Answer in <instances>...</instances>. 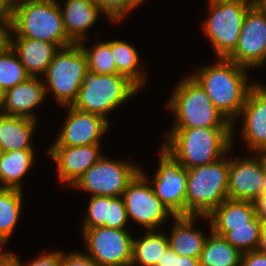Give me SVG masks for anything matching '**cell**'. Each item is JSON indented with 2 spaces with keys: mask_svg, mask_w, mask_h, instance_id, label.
Instances as JSON below:
<instances>
[{
  "mask_svg": "<svg viewBox=\"0 0 266 266\" xmlns=\"http://www.w3.org/2000/svg\"><path fill=\"white\" fill-rule=\"evenodd\" d=\"M209 66L197 68L190 75L202 86L212 104L232 123V147L234 146V125L250 89L256 84L250 82L248 68L232 60L217 57Z\"/></svg>",
  "mask_w": 266,
  "mask_h": 266,
  "instance_id": "1",
  "label": "cell"
},
{
  "mask_svg": "<svg viewBox=\"0 0 266 266\" xmlns=\"http://www.w3.org/2000/svg\"><path fill=\"white\" fill-rule=\"evenodd\" d=\"M162 147L191 169L217 162L232 150V127L170 128Z\"/></svg>",
  "mask_w": 266,
  "mask_h": 266,
  "instance_id": "2",
  "label": "cell"
},
{
  "mask_svg": "<svg viewBox=\"0 0 266 266\" xmlns=\"http://www.w3.org/2000/svg\"><path fill=\"white\" fill-rule=\"evenodd\" d=\"M57 0H20L11 18V37L43 40L63 48L74 44L65 32Z\"/></svg>",
  "mask_w": 266,
  "mask_h": 266,
  "instance_id": "3",
  "label": "cell"
},
{
  "mask_svg": "<svg viewBox=\"0 0 266 266\" xmlns=\"http://www.w3.org/2000/svg\"><path fill=\"white\" fill-rule=\"evenodd\" d=\"M183 78L176 83L167 100L166 107L175 118L171 128L232 127L202 86L190 74Z\"/></svg>",
  "mask_w": 266,
  "mask_h": 266,
  "instance_id": "4",
  "label": "cell"
},
{
  "mask_svg": "<svg viewBox=\"0 0 266 266\" xmlns=\"http://www.w3.org/2000/svg\"><path fill=\"white\" fill-rule=\"evenodd\" d=\"M140 89L121 74H97L87 70L79 89L76 109L99 115L108 122V114L130 100Z\"/></svg>",
  "mask_w": 266,
  "mask_h": 266,
  "instance_id": "5",
  "label": "cell"
},
{
  "mask_svg": "<svg viewBox=\"0 0 266 266\" xmlns=\"http://www.w3.org/2000/svg\"><path fill=\"white\" fill-rule=\"evenodd\" d=\"M226 156L215 163L187 169L186 216H208L228 198Z\"/></svg>",
  "mask_w": 266,
  "mask_h": 266,
  "instance_id": "6",
  "label": "cell"
},
{
  "mask_svg": "<svg viewBox=\"0 0 266 266\" xmlns=\"http://www.w3.org/2000/svg\"><path fill=\"white\" fill-rule=\"evenodd\" d=\"M87 70V56L79 43L59 48L43 76L46 93L51 92L60 107L71 106Z\"/></svg>",
  "mask_w": 266,
  "mask_h": 266,
  "instance_id": "7",
  "label": "cell"
},
{
  "mask_svg": "<svg viewBox=\"0 0 266 266\" xmlns=\"http://www.w3.org/2000/svg\"><path fill=\"white\" fill-rule=\"evenodd\" d=\"M254 3L255 1L208 2L210 14L202 25L216 57L227 58L235 50L245 14Z\"/></svg>",
  "mask_w": 266,
  "mask_h": 266,
  "instance_id": "8",
  "label": "cell"
},
{
  "mask_svg": "<svg viewBox=\"0 0 266 266\" xmlns=\"http://www.w3.org/2000/svg\"><path fill=\"white\" fill-rule=\"evenodd\" d=\"M142 167L128 161L103 157L86 170L72 186L90 196H122L129 182Z\"/></svg>",
  "mask_w": 266,
  "mask_h": 266,
  "instance_id": "9",
  "label": "cell"
},
{
  "mask_svg": "<svg viewBox=\"0 0 266 266\" xmlns=\"http://www.w3.org/2000/svg\"><path fill=\"white\" fill-rule=\"evenodd\" d=\"M143 169L129 182L122 193L128 220H134L144 230H157L166 219L175 217L156 196Z\"/></svg>",
  "mask_w": 266,
  "mask_h": 266,
  "instance_id": "10",
  "label": "cell"
},
{
  "mask_svg": "<svg viewBox=\"0 0 266 266\" xmlns=\"http://www.w3.org/2000/svg\"><path fill=\"white\" fill-rule=\"evenodd\" d=\"M81 231L85 250L98 266H130L134 237L130 231L107 227Z\"/></svg>",
  "mask_w": 266,
  "mask_h": 266,
  "instance_id": "11",
  "label": "cell"
},
{
  "mask_svg": "<svg viewBox=\"0 0 266 266\" xmlns=\"http://www.w3.org/2000/svg\"><path fill=\"white\" fill-rule=\"evenodd\" d=\"M158 170L149 179L156 196L174 216H186L187 169L162 146Z\"/></svg>",
  "mask_w": 266,
  "mask_h": 266,
  "instance_id": "12",
  "label": "cell"
},
{
  "mask_svg": "<svg viewBox=\"0 0 266 266\" xmlns=\"http://www.w3.org/2000/svg\"><path fill=\"white\" fill-rule=\"evenodd\" d=\"M227 58L248 69L266 64V12L256 3L247 10L237 47Z\"/></svg>",
  "mask_w": 266,
  "mask_h": 266,
  "instance_id": "13",
  "label": "cell"
},
{
  "mask_svg": "<svg viewBox=\"0 0 266 266\" xmlns=\"http://www.w3.org/2000/svg\"><path fill=\"white\" fill-rule=\"evenodd\" d=\"M266 192V169L257 153L229 158L228 198L255 202Z\"/></svg>",
  "mask_w": 266,
  "mask_h": 266,
  "instance_id": "14",
  "label": "cell"
},
{
  "mask_svg": "<svg viewBox=\"0 0 266 266\" xmlns=\"http://www.w3.org/2000/svg\"><path fill=\"white\" fill-rule=\"evenodd\" d=\"M65 122L52 145L84 146L100 144V139L110 129L103 117L74 108H67Z\"/></svg>",
  "mask_w": 266,
  "mask_h": 266,
  "instance_id": "15",
  "label": "cell"
},
{
  "mask_svg": "<svg viewBox=\"0 0 266 266\" xmlns=\"http://www.w3.org/2000/svg\"><path fill=\"white\" fill-rule=\"evenodd\" d=\"M100 146L51 145L46 153L57 164L58 180L72 188L82 174L103 157Z\"/></svg>",
  "mask_w": 266,
  "mask_h": 266,
  "instance_id": "16",
  "label": "cell"
},
{
  "mask_svg": "<svg viewBox=\"0 0 266 266\" xmlns=\"http://www.w3.org/2000/svg\"><path fill=\"white\" fill-rule=\"evenodd\" d=\"M241 141L249 152L258 153L266 148V86L256 82L250 89L245 105L240 111Z\"/></svg>",
  "mask_w": 266,
  "mask_h": 266,
  "instance_id": "17",
  "label": "cell"
},
{
  "mask_svg": "<svg viewBox=\"0 0 266 266\" xmlns=\"http://www.w3.org/2000/svg\"><path fill=\"white\" fill-rule=\"evenodd\" d=\"M47 94L43 79L30 76L4 93L1 114L37 120L34 110L43 103Z\"/></svg>",
  "mask_w": 266,
  "mask_h": 266,
  "instance_id": "18",
  "label": "cell"
},
{
  "mask_svg": "<svg viewBox=\"0 0 266 266\" xmlns=\"http://www.w3.org/2000/svg\"><path fill=\"white\" fill-rule=\"evenodd\" d=\"M61 6L63 24L68 37L79 43L86 40L87 31L92 28L103 12L93 0H65ZM63 7V8H62Z\"/></svg>",
  "mask_w": 266,
  "mask_h": 266,
  "instance_id": "19",
  "label": "cell"
},
{
  "mask_svg": "<svg viewBox=\"0 0 266 266\" xmlns=\"http://www.w3.org/2000/svg\"><path fill=\"white\" fill-rule=\"evenodd\" d=\"M11 47L31 77H42L59 49L55 44L36 39L11 37Z\"/></svg>",
  "mask_w": 266,
  "mask_h": 266,
  "instance_id": "20",
  "label": "cell"
},
{
  "mask_svg": "<svg viewBox=\"0 0 266 266\" xmlns=\"http://www.w3.org/2000/svg\"><path fill=\"white\" fill-rule=\"evenodd\" d=\"M197 218H201V216L173 217L174 223L171 226L168 242L169 247L179 256L199 259L202 253L208 236H205L206 234H203L201 229H195Z\"/></svg>",
  "mask_w": 266,
  "mask_h": 266,
  "instance_id": "21",
  "label": "cell"
},
{
  "mask_svg": "<svg viewBox=\"0 0 266 266\" xmlns=\"http://www.w3.org/2000/svg\"><path fill=\"white\" fill-rule=\"evenodd\" d=\"M37 120L0 113V146L4 152L34 150L32 136Z\"/></svg>",
  "mask_w": 266,
  "mask_h": 266,
  "instance_id": "22",
  "label": "cell"
},
{
  "mask_svg": "<svg viewBox=\"0 0 266 266\" xmlns=\"http://www.w3.org/2000/svg\"><path fill=\"white\" fill-rule=\"evenodd\" d=\"M256 215L255 202L227 198L208 216L201 218L207 219L211 227H240L249 226V222Z\"/></svg>",
  "mask_w": 266,
  "mask_h": 266,
  "instance_id": "23",
  "label": "cell"
},
{
  "mask_svg": "<svg viewBox=\"0 0 266 266\" xmlns=\"http://www.w3.org/2000/svg\"><path fill=\"white\" fill-rule=\"evenodd\" d=\"M111 54L116 65V74L126 76L142 89L147 82V72L142 69L141 59L134 45L120 39L111 40Z\"/></svg>",
  "mask_w": 266,
  "mask_h": 266,
  "instance_id": "24",
  "label": "cell"
},
{
  "mask_svg": "<svg viewBox=\"0 0 266 266\" xmlns=\"http://www.w3.org/2000/svg\"><path fill=\"white\" fill-rule=\"evenodd\" d=\"M34 150L4 152L0 161V180L6 188H22V180L34 164Z\"/></svg>",
  "mask_w": 266,
  "mask_h": 266,
  "instance_id": "25",
  "label": "cell"
},
{
  "mask_svg": "<svg viewBox=\"0 0 266 266\" xmlns=\"http://www.w3.org/2000/svg\"><path fill=\"white\" fill-rule=\"evenodd\" d=\"M168 247L167 234L157 230H146L143 237L133 238L130 266H155Z\"/></svg>",
  "mask_w": 266,
  "mask_h": 266,
  "instance_id": "26",
  "label": "cell"
},
{
  "mask_svg": "<svg viewBox=\"0 0 266 266\" xmlns=\"http://www.w3.org/2000/svg\"><path fill=\"white\" fill-rule=\"evenodd\" d=\"M199 257L200 266H240L242 253L222 236L212 232Z\"/></svg>",
  "mask_w": 266,
  "mask_h": 266,
  "instance_id": "27",
  "label": "cell"
},
{
  "mask_svg": "<svg viewBox=\"0 0 266 266\" xmlns=\"http://www.w3.org/2000/svg\"><path fill=\"white\" fill-rule=\"evenodd\" d=\"M263 224L264 221L256 215L249 222V226L211 227V230L213 233L222 236L241 253H245L257 249Z\"/></svg>",
  "mask_w": 266,
  "mask_h": 266,
  "instance_id": "28",
  "label": "cell"
},
{
  "mask_svg": "<svg viewBox=\"0 0 266 266\" xmlns=\"http://www.w3.org/2000/svg\"><path fill=\"white\" fill-rule=\"evenodd\" d=\"M23 192L21 189L5 188L0 192V246H4L21 217Z\"/></svg>",
  "mask_w": 266,
  "mask_h": 266,
  "instance_id": "29",
  "label": "cell"
},
{
  "mask_svg": "<svg viewBox=\"0 0 266 266\" xmlns=\"http://www.w3.org/2000/svg\"><path fill=\"white\" fill-rule=\"evenodd\" d=\"M29 77L11 46L0 54V89L4 93Z\"/></svg>",
  "mask_w": 266,
  "mask_h": 266,
  "instance_id": "30",
  "label": "cell"
},
{
  "mask_svg": "<svg viewBox=\"0 0 266 266\" xmlns=\"http://www.w3.org/2000/svg\"><path fill=\"white\" fill-rule=\"evenodd\" d=\"M79 44L87 56L88 70L97 74H116V65L111 54V41L98 39L91 49L85 46L84 41Z\"/></svg>",
  "mask_w": 266,
  "mask_h": 266,
  "instance_id": "31",
  "label": "cell"
},
{
  "mask_svg": "<svg viewBox=\"0 0 266 266\" xmlns=\"http://www.w3.org/2000/svg\"><path fill=\"white\" fill-rule=\"evenodd\" d=\"M87 213L83 217L82 229L105 227L108 220L109 196H90Z\"/></svg>",
  "mask_w": 266,
  "mask_h": 266,
  "instance_id": "32",
  "label": "cell"
},
{
  "mask_svg": "<svg viewBox=\"0 0 266 266\" xmlns=\"http://www.w3.org/2000/svg\"><path fill=\"white\" fill-rule=\"evenodd\" d=\"M93 2L112 23L122 21L127 14H131V11L135 9L130 0H93Z\"/></svg>",
  "mask_w": 266,
  "mask_h": 266,
  "instance_id": "33",
  "label": "cell"
},
{
  "mask_svg": "<svg viewBox=\"0 0 266 266\" xmlns=\"http://www.w3.org/2000/svg\"><path fill=\"white\" fill-rule=\"evenodd\" d=\"M127 223H129V220L122 196H109L108 220L105 222V227L113 229H126Z\"/></svg>",
  "mask_w": 266,
  "mask_h": 266,
  "instance_id": "34",
  "label": "cell"
},
{
  "mask_svg": "<svg viewBox=\"0 0 266 266\" xmlns=\"http://www.w3.org/2000/svg\"><path fill=\"white\" fill-rule=\"evenodd\" d=\"M16 260L18 266H60L61 264V256L62 251H53V252H46L45 249L43 250L38 257L33 259L31 262H29L27 265H25L21 261V257H18L17 254L7 250Z\"/></svg>",
  "mask_w": 266,
  "mask_h": 266,
  "instance_id": "35",
  "label": "cell"
},
{
  "mask_svg": "<svg viewBox=\"0 0 266 266\" xmlns=\"http://www.w3.org/2000/svg\"><path fill=\"white\" fill-rule=\"evenodd\" d=\"M64 253L62 252L60 266H98L95 260L84 251H73L69 254Z\"/></svg>",
  "mask_w": 266,
  "mask_h": 266,
  "instance_id": "36",
  "label": "cell"
},
{
  "mask_svg": "<svg viewBox=\"0 0 266 266\" xmlns=\"http://www.w3.org/2000/svg\"><path fill=\"white\" fill-rule=\"evenodd\" d=\"M11 19L0 17V54L11 46Z\"/></svg>",
  "mask_w": 266,
  "mask_h": 266,
  "instance_id": "37",
  "label": "cell"
},
{
  "mask_svg": "<svg viewBox=\"0 0 266 266\" xmlns=\"http://www.w3.org/2000/svg\"><path fill=\"white\" fill-rule=\"evenodd\" d=\"M240 266H266V254L257 250L242 253Z\"/></svg>",
  "mask_w": 266,
  "mask_h": 266,
  "instance_id": "38",
  "label": "cell"
},
{
  "mask_svg": "<svg viewBox=\"0 0 266 266\" xmlns=\"http://www.w3.org/2000/svg\"><path fill=\"white\" fill-rule=\"evenodd\" d=\"M17 3V0H0V17L11 19Z\"/></svg>",
  "mask_w": 266,
  "mask_h": 266,
  "instance_id": "39",
  "label": "cell"
},
{
  "mask_svg": "<svg viewBox=\"0 0 266 266\" xmlns=\"http://www.w3.org/2000/svg\"><path fill=\"white\" fill-rule=\"evenodd\" d=\"M172 266H200V263L198 258L179 256L173 251Z\"/></svg>",
  "mask_w": 266,
  "mask_h": 266,
  "instance_id": "40",
  "label": "cell"
},
{
  "mask_svg": "<svg viewBox=\"0 0 266 266\" xmlns=\"http://www.w3.org/2000/svg\"><path fill=\"white\" fill-rule=\"evenodd\" d=\"M257 215L266 222V192L263 193L256 201Z\"/></svg>",
  "mask_w": 266,
  "mask_h": 266,
  "instance_id": "41",
  "label": "cell"
},
{
  "mask_svg": "<svg viewBox=\"0 0 266 266\" xmlns=\"http://www.w3.org/2000/svg\"><path fill=\"white\" fill-rule=\"evenodd\" d=\"M0 266H18L15 258L8 251H0Z\"/></svg>",
  "mask_w": 266,
  "mask_h": 266,
  "instance_id": "42",
  "label": "cell"
},
{
  "mask_svg": "<svg viewBox=\"0 0 266 266\" xmlns=\"http://www.w3.org/2000/svg\"><path fill=\"white\" fill-rule=\"evenodd\" d=\"M173 263V250L168 247L163 253L161 259L158 260L155 266H172Z\"/></svg>",
  "mask_w": 266,
  "mask_h": 266,
  "instance_id": "43",
  "label": "cell"
},
{
  "mask_svg": "<svg viewBox=\"0 0 266 266\" xmlns=\"http://www.w3.org/2000/svg\"><path fill=\"white\" fill-rule=\"evenodd\" d=\"M256 250L262 254H266V222L262 226L260 240Z\"/></svg>",
  "mask_w": 266,
  "mask_h": 266,
  "instance_id": "44",
  "label": "cell"
},
{
  "mask_svg": "<svg viewBox=\"0 0 266 266\" xmlns=\"http://www.w3.org/2000/svg\"><path fill=\"white\" fill-rule=\"evenodd\" d=\"M257 154L262 159L266 169V148L261 149Z\"/></svg>",
  "mask_w": 266,
  "mask_h": 266,
  "instance_id": "45",
  "label": "cell"
},
{
  "mask_svg": "<svg viewBox=\"0 0 266 266\" xmlns=\"http://www.w3.org/2000/svg\"><path fill=\"white\" fill-rule=\"evenodd\" d=\"M255 3L266 12V0H256Z\"/></svg>",
  "mask_w": 266,
  "mask_h": 266,
  "instance_id": "46",
  "label": "cell"
},
{
  "mask_svg": "<svg viewBox=\"0 0 266 266\" xmlns=\"http://www.w3.org/2000/svg\"><path fill=\"white\" fill-rule=\"evenodd\" d=\"M143 2H145V0H130V3L134 8H137Z\"/></svg>",
  "mask_w": 266,
  "mask_h": 266,
  "instance_id": "47",
  "label": "cell"
},
{
  "mask_svg": "<svg viewBox=\"0 0 266 266\" xmlns=\"http://www.w3.org/2000/svg\"><path fill=\"white\" fill-rule=\"evenodd\" d=\"M215 3H221V2H235V1H254V0H208Z\"/></svg>",
  "mask_w": 266,
  "mask_h": 266,
  "instance_id": "48",
  "label": "cell"
},
{
  "mask_svg": "<svg viewBox=\"0 0 266 266\" xmlns=\"http://www.w3.org/2000/svg\"><path fill=\"white\" fill-rule=\"evenodd\" d=\"M4 105V92L0 89V113Z\"/></svg>",
  "mask_w": 266,
  "mask_h": 266,
  "instance_id": "49",
  "label": "cell"
},
{
  "mask_svg": "<svg viewBox=\"0 0 266 266\" xmlns=\"http://www.w3.org/2000/svg\"><path fill=\"white\" fill-rule=\"evenodd\" d=\"M6 187L2 184L1 180H0V192H2Z\"/></svg>",
  "mask_w": 266,
  "mask_h": 266,
  "instance_id": "50",
  "label": "cell"
},
{
  "mask_svg": "<svg viewBox=\"0 0 266 266\" xmlns=\"http://www.w3.org/2000/svg\"><path fill=\"white\" fill-rule=\"evenodd\" d=\"M3 153H4V151H3L2 147L0 146V161L2 159Z\"/></svg>",
  "mask_w": 266,
  "mask_h": 266,
  "instance_id": "51",
  "label": "cell"
}]
</instances>
